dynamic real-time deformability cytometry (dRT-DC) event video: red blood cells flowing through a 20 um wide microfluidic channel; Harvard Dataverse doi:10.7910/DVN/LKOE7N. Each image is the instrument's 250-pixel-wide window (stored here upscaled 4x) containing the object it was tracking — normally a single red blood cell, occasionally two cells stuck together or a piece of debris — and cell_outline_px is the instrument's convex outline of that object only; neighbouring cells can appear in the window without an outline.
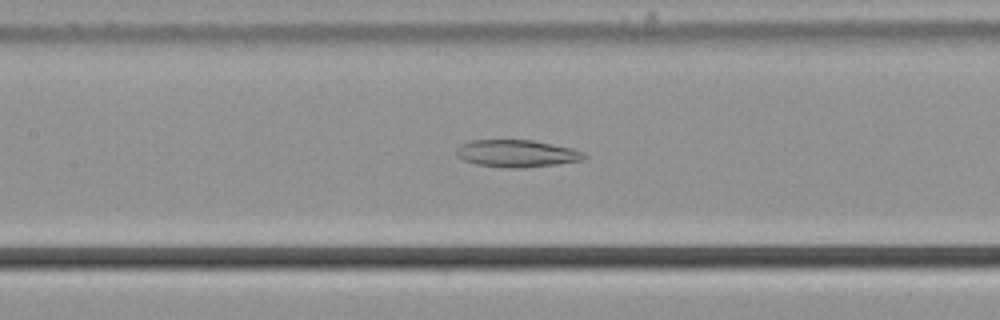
{"species": "common noctule bat (a hibernating species)", "species_latin": "Nyctalus noctula", "temperature_condition": "cold", "stored_images_in_passage": 56, "camera_frame_rate_fps": 3000, "um_per_image_px": 0.085, "animal": {"sex": "male", "body_mass_g": 21.5, "forearm_length_mm": 52.0}, "frame": {"image": 1, "passage_image": 27, "time_ms": 8.667, "image_size_px": [1000, 320], "cell_outline_px": [[588, 156], [584, 160], [556, 164], [524, 168], [508, 168], [476, 164], [464, 160], [456, 156], [456, 148], [472, 140], [532, 140], [572, 148], [584, 152]], "centroid_in_image_um": [43.96, 13.05], "position_along_channel_um": 163.4, "area_um2": 20.29}}
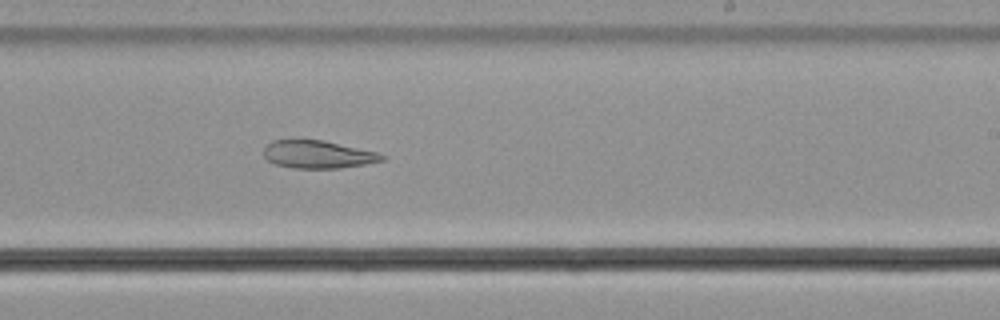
{"frame": {"image": 2, "passage_image": 35, "time_ms": 11.333, "image_size_px": [1000, 320], "cell_outline_px": [[384, 160], [364, 164], [340, 168], [292, 168], [276, 164], [268, 160], [264, 156], [264, 148], [272, 140], [292, 136], [324, 140], [376, 152], [384, 156]], "centroid_in_image_um": [26.93, 13.07], "position_along_channel_um": 262.1, "area_um2": 19.65}}
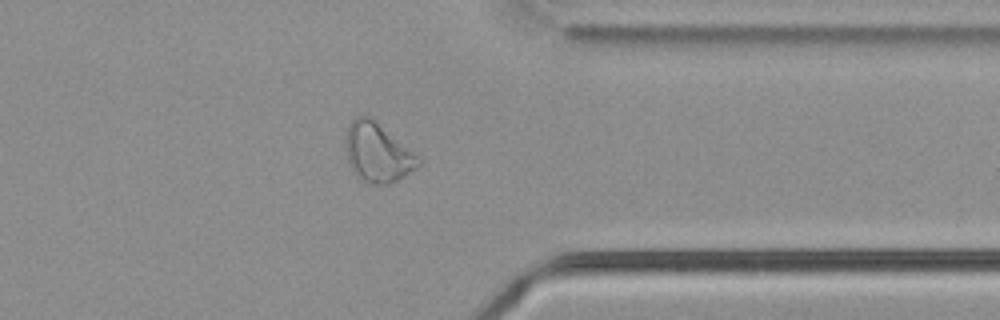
{"frame": {"image": 3, "passage_image": 45, "time_ms": 14.667, "image_size_px": [1000, 320], "cell_outline_px": [[424, 160], [416, 168], [396, 180], [388, 184], [368, 184], [360, 180], [356, 176], [348, 160], [348, 124], [356, 116], [372, 116]], "centroid_in_image_um": [32.14, 12.96], "position_along_channel_um": 379.3, "area_um2": 24.91}}